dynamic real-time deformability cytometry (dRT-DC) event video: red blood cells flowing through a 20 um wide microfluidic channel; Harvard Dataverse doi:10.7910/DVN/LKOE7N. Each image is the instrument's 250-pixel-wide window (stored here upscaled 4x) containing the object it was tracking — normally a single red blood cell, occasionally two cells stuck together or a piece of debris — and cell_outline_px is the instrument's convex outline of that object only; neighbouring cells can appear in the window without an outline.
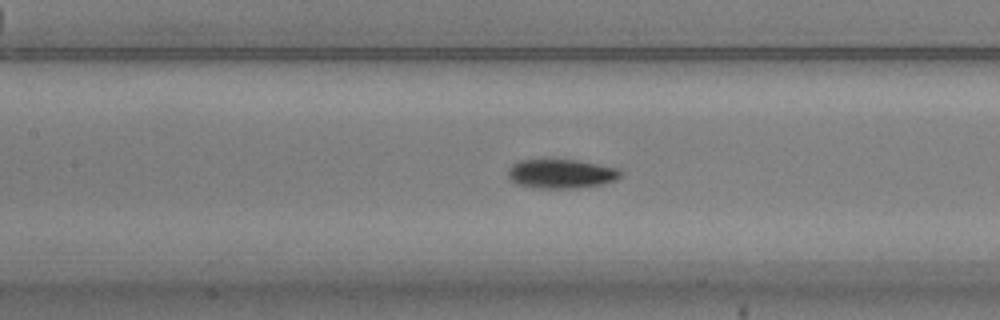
{"species": "common noctule bat (a hibernating species)", "species_latin": "Nyctalus noctula", "temperature_condition": "warm", "stored_images_in_passage": 49, "camera_frame_rate_fps": 3000, "um_per_image_px": 0.085, "animal": {"sex": "male", "body_mass_g": 20.5, "forearm_length_mm": 52.5}, "frame": {"image": 1, "passage_image": 19, "time_ms": 6.0, "image_size_px": [1000, 320], "cell_outline_px": [[624, 172], [616, 180], [604, 184], [576, 188], [540, 188], [516, 184], [508, 176], [508, 168], [512, 164], [520, 160], [576, 160], [616, 168]], "centroid_in_image_um": [47.7, 14.77], "position_along_channel_um": 159.7, "area_um2": 19.02}}
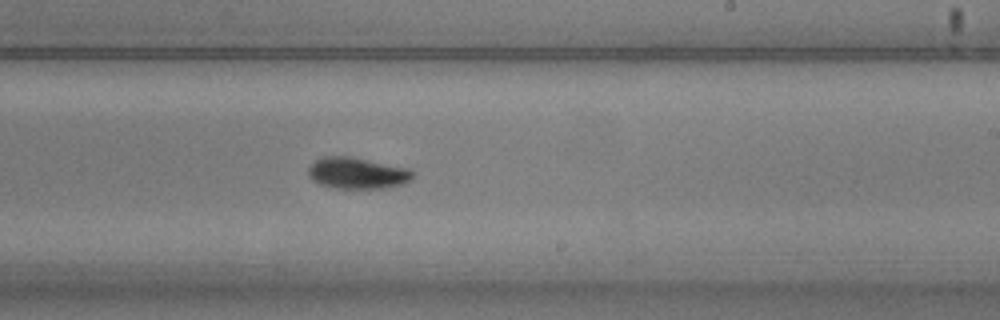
{"frame": {"image": 2, "passage_image": 27, "time_ms": 8.667, "image_size_px": [1000, 320], "cell_outline_px": [[416, 172], [412, 180], [404, 184], [384, 188], [336, 188], [320, 184], [312, 180], [308, 176], [308, 168], [316, 160], [324, 156], [348, 156], [408, 168]], "centroid_in_image_um": [30.39, 14.72], "position_along_channel_um": 258.6, "area_um2": 19.13}}
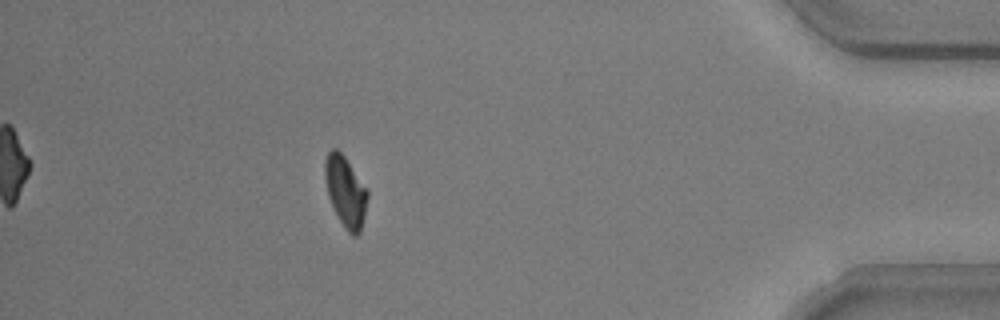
{"frame": {"image": 3, "passage_image": 43, "time_ms": 14.0, "image_size_px": [1000, 320], "cell_outline_px": [[368, 196], [364, 216], [360, 232], [356, 236], [352, 236], [344, 228], [328, 196], [324, 176], [324, 160], [328, 152], [332, 148], [336, 148], [344, 156], [368, 188]], "centroid_in_image_um": [29.37, 16.26], "position_along_channel_um": 405.8, "area_um2": 17.57}, "authors_computed_cell_mechanics": {"area_um2": 18.207, "velocity_mm_per_s": 3.7269, "shape_relaxation_time_tau1_ms": 2.5672, "shape_relaxation_time_tau2_ms": null, "deformation_change_tau1": 0.1285, "deformation_change_tau2": null}}